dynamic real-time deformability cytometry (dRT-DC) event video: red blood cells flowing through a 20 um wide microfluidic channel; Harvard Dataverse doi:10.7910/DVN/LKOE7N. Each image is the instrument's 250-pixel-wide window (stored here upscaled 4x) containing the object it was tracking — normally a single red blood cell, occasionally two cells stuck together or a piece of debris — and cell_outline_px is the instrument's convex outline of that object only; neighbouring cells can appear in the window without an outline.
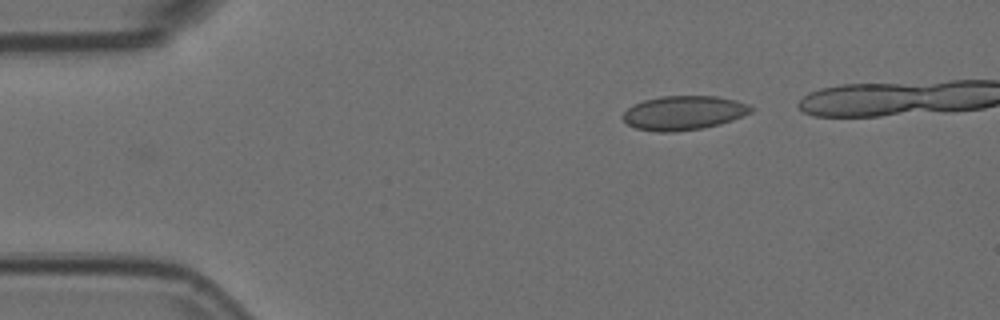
{"species": "Egyptian fruit bat (a non-hibernating species)", "species_latin": "Rousettus aegyptiacus", "temperature_condition": "room temperature", "stored_images_in_passage": 4, "camera_frame_rate_fps": 3000, "um_per_image_px": 0.085, "animal": {"sex": "female"}, "frame": {"image": 1, "passage_image": 1, "time_ms": 0.0, "image_size_px": [1000, 320], "cell_outline_px": [[752, 112], [732, 120], [720, 124], [700, 128], [676, 132], [656, 132], [636, 128], [628, 124], [620, 116], [632, 104], [644, 100], [660, 96], [716, 96], [736, 100], [748, 104], [752, 108]], "centroid_in_image_um": [58.08, 9.59], "position_along_channel_um": 26.9, "area_um2": 25.55}}